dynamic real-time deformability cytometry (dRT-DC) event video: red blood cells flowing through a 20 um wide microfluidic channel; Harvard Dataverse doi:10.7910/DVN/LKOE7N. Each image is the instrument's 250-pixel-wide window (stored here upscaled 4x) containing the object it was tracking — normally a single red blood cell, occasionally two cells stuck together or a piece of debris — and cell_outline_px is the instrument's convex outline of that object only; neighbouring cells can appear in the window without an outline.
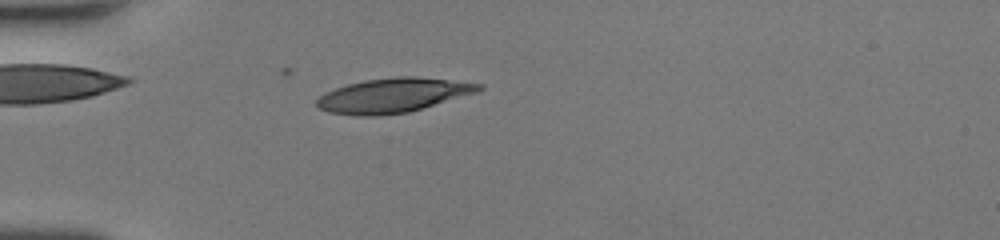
{"species": "human", "species_latin": "Homo sapiens", "temperature_condition": "room temperature", "stored_images_in_passage": 36, "camera_frame_rate_fps": 3000, "um_per_image_px": 0.085, "donor": {"sex": "female"}, "frame": {"image": 1, "passage_image": 3, "time_ms": 0.667, "image_size_px": [1000, 240], "cell_outline_px": [[484, 88], [480, 92], [408, 112], [380, 116], [356, 116], [328, 112], [320, 108], [316, 104], [316, 100], [324, 92], [348, 84], [364, 80], [396, 76], [416, 76], [484, 84]], "centroid_in_image_um": [33.44, 8.1], "position_along_channel_um": 51.6, "area_um2": 32.71}}
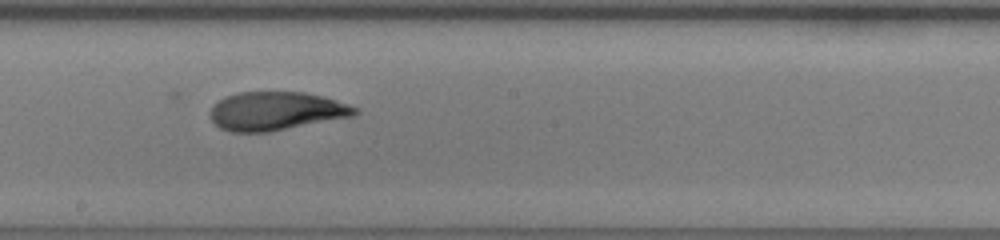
{"frame": {"image": 2, "passage_image": 16, "time_ms": 5.0, "image_size_px": [1000, 240], "cell_outline_px": [[360, 112], [356, 116], [268, 132], [232, 132], [220, 128], [212, 120], [212, 108], [220, 100], [228, 96], [240, 92], [304, 92], [336, 100], [360, 108]], "centroid_in_image_um": [23.55, 9.45], "position_along_channel_um": 224.7, "area_um2": 32.31}}
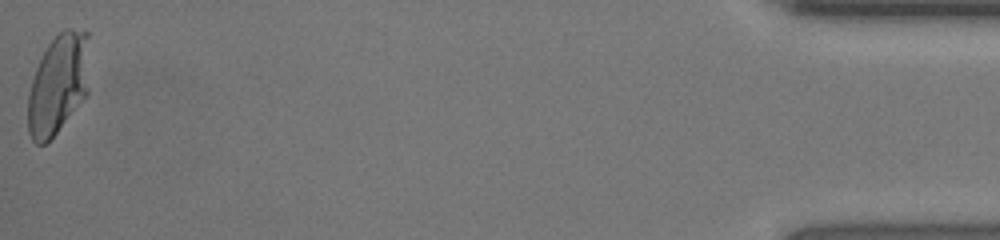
{"frame": {"image": 3, "passage_image": 36, "time_ms": 11.667, "image_size_px": [1000, 240], "cell_outline_px": [[88, 92], [56, 132], [44, 144], [36, 144], [32, 140], [28, 132], [28, 92], [36, 68], [48, 44], [64, 28], [68, 28], [88, 32]], "centroid_in_image_um": [4.93, 7.13], "position_along_channel_um": 430.3, "area_um2": 35.43}, "authors_computed_cell_mechanics": {"area_um2": 33.3795, "velocity_mm_per_s": 4.4477, "shape_relaxation_time_tau1_ms": 5.4872, "shape_relaxation_time_tau2_ms": 1.7792, "deformation_change_tau1": 0.2133, "deformation_change_tau2": 0.0961}}